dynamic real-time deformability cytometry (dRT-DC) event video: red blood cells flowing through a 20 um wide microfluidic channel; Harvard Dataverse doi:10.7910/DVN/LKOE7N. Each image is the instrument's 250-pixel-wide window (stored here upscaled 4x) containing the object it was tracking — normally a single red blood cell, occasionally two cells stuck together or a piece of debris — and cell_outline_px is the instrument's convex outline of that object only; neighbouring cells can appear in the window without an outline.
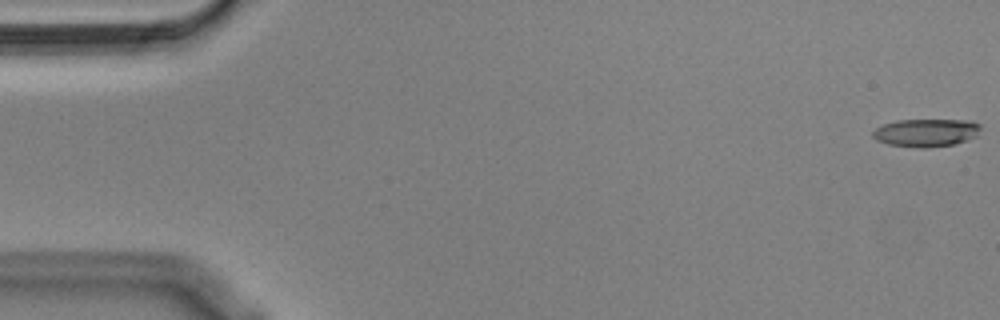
{"species": "Egyptian fruit bat (a non-hibernating species)", "species_latin": "Rousettus aegyptiacus", "temperature_condition": "cold", "stored_images_in_passage": 56, "camera_frame_rate_fps": 3000, "um_per_image_px": 0.085, "animal": {"sex": "male"}, "frame": {"image": 1, "passage_image": 1, "time_ms": 0.0, "image_size_px": [1000, 320], "cell_outline_px": [[980, 128], [976, 136], [952, 144], [924, 148], [920, 148], [888, 144], [876, 140], [872, 136], [872, 132], [876, 128], [884, 124], [896, 120], [972, 120], [980, 124]], "centroid_in_image_um": [78.69, 11.27], "position_along_channel_um": 6.3, "area_um2": 17.4}}
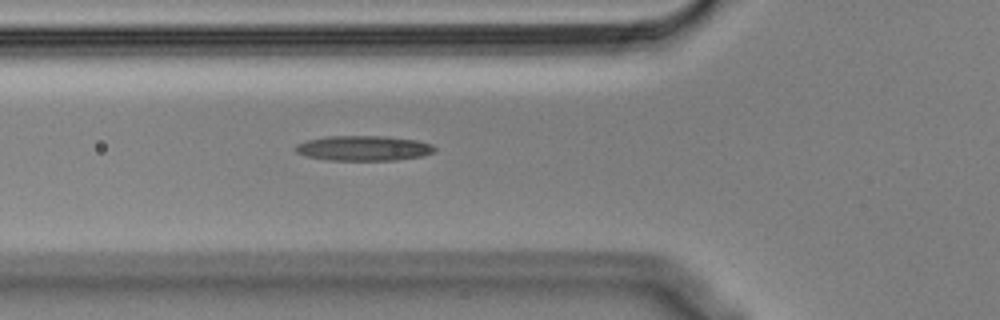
{"frame": {"image": 2, "passage_image": 20, "time_ms": 6.333, "image_size_px": [1000, 320], "cell_outline_px": [[436, 152], [420, 156], [396, 160], [328, 160], [304, 156], [296, 152], [292, 148], [296, 144], [308, 140], [328, 136], [384, 136], [416, 140], [432, 144], [436, 148]], "centroid_in_image_um": [30.88, 12.6], "position_along_channel_um": 94.9, "area_um2": 20.4}}
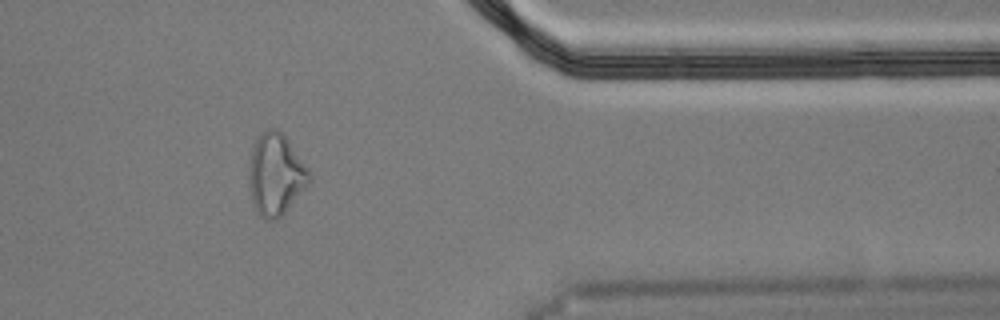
{"frame": {"image": 3, "passage_image": 46, "time_ms": 15.0, "image_size_px": [1000, 320], "cell_outline_px": [[312, 180], [284, 212], [276, 220], [264, 220], [256, 212], [252, 200], [248, 180], [248, 168], [252, 148], [260, 132], [268, 128], [276, 128], [284, 136], [308, 168], [312, 176]], "centroid_in_image_um": [23.41, 14.83], "position_along_channel_um": 388.0, "area_um2": 28.61}}